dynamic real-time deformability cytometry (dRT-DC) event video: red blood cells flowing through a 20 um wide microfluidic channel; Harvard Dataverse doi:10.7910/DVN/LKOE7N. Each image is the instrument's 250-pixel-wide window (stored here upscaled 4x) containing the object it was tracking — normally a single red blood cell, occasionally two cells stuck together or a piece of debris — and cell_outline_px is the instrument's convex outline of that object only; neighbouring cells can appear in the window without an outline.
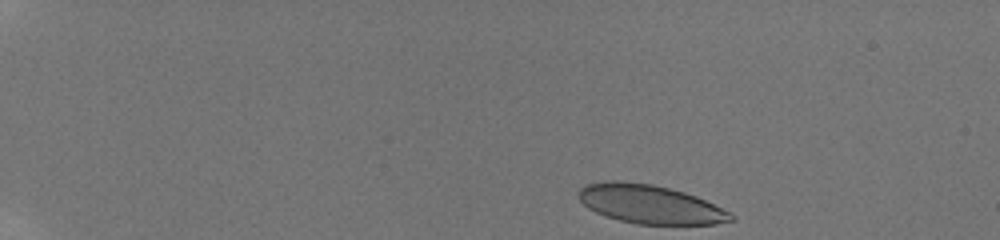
{"species": "human", "species_latin": "Homo sapiens", "temperature_condition": "room temperature", "stored_images_in_passage": 37, "camera_frame_rate_fps": 3000, "um_per_image_px": 0.085, "donor": {"sex": "male"}, "frame": {"image": 1, "passage_image": 1, "time_ms": 0.0, "image_size_px": [1000, 240], "cell_outline_px": [[736, 220], [716, 224], [636, 224], [604, 216], [588, 208], [576, 196], [580, 188], [588, 184], [604, 180], [620, 180], [652, 184], [684, 192], [696, 196], [732, 212], [736, 216]], "centroid_in_image_um": [55.26, 17.36], "position_along_channel_um": 29.7, "area_um2": 34.68}}
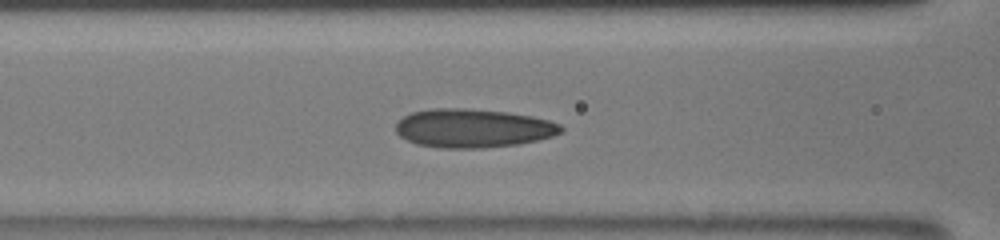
{"frame": {"image": 2, "passage_image": 17, "time_ms": 5.667, "image_size_px": [1000, 240], "cell_outline_px": [[564, 132], [552, 136], [536, 140], [516, 144], [484, 148], [440, 148], [416, 144], [400, 136], [396, 132], [396, 124], [404, 116], [412, 112], [432, 108], [464, 108], [508, 112], [532, 116], [548, 120], [560, 124], [564, 128]], "centroid_in_image_um": [40.21, 10.89], "position_along_channel_um": 126.4, "area_um2": 37.28}}
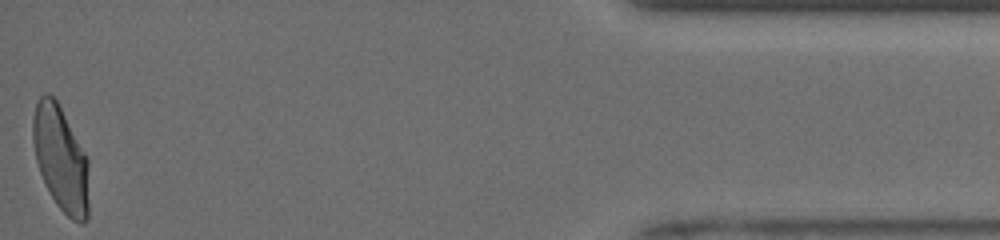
{"frame": {"image": 3, "passage_image": 37, "time_ms": 15.0, "image_size_px": [1000, 240], "cell_outline_px": [[88, 216], [84, 224], [80, 224], [72, 220], [56, 204], [40, 172], [36, 160], [32, 140], [32, 120], [36, 104], [40, 96], [44, 92], [48, 92], [56, 100], [84, 152], [88, 160]], "centroid_in_image_um": [5.15, 13.5], "position_along_channel_um": 430.0, "area_um2": 33.99}, "authors_computed_cell_mechanics": {"area_um2": 35.547, "velocity_mm_per_s": 3.9359, "shape_relaxation_time_tau1_ms": 8.1042, "shape_relaxation_time_tau2_ms": 1.009, "deformation_change_tau1": 0.2115, "deformation_change_tau2": 0.0676}}